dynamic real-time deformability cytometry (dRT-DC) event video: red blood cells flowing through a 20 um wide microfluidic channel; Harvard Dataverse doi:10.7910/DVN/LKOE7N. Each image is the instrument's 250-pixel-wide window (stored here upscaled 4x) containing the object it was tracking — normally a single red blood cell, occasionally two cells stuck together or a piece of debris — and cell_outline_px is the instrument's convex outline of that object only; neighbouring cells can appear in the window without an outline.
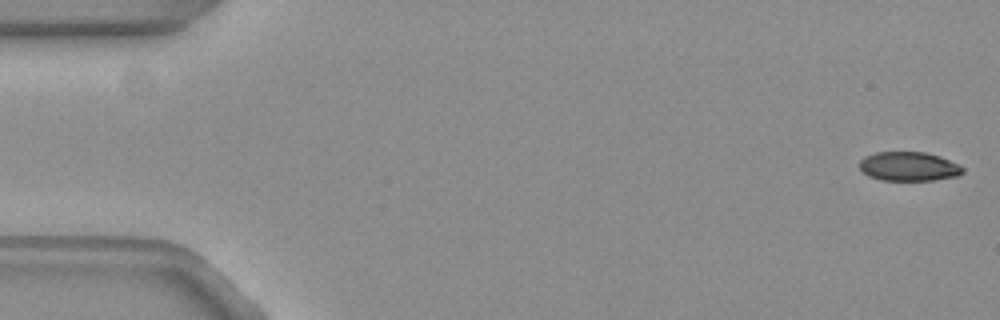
{"species": "common noctule bat (a hibernating species)", "species_latin": "Nyctalus noctula", "temperature_condition": "warm", "stored_images_in_passage": 55, "camera_frame_rate_fps": 3000, "um_per_image_px": 0.085, "animal": {"sex": "female", "body_mass_g": 19.3, "forearm_length_mm": 54.1}, "frame": {"image": 1, "passage_image": 1, "time_ms": 0.0, "image_size_px": [1000, 320], "cell_outline_px": [[964, 172], [956, 176], [932, 180], [880, 180], [868, 176], [860, 168], [860, 160], [864, 156], [876, 152], [924, 152], [940, 156], [960, 164], [964, 168]], "centroid_in_image_um": [77.25, 14.14], "position_along_channel_um": 7.7, "area_um2": 17.57}}
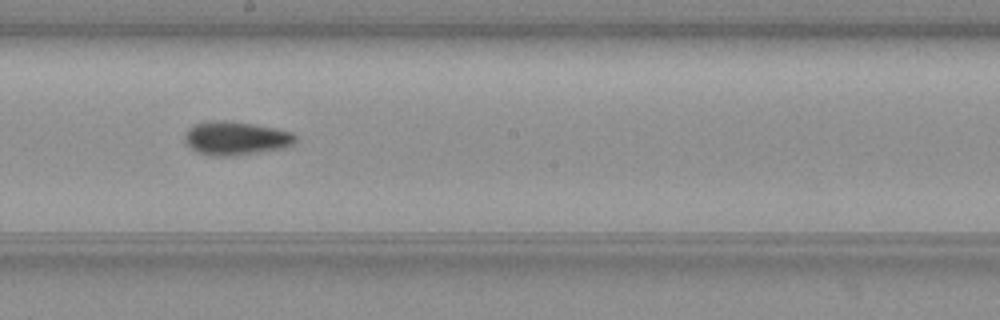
{"frame": {"image": 2, "passage_image": 30, "time_ms": 9.667, "image_size_px": [1000, 320], "cell_outline_px": [[296, 140], [292, 144], [280, 148], [232, 156], [212, 156], [200, 152], [192, 148], [188, 144], [188, 128], [196, 124], [212, 120], [224, 120], [252, 124], [292, 132], [296, 136]], "centroid_in_image_um": [20.07, 11.74], "position_along_channel_um": 228.1, "area_um2": 20.92}}
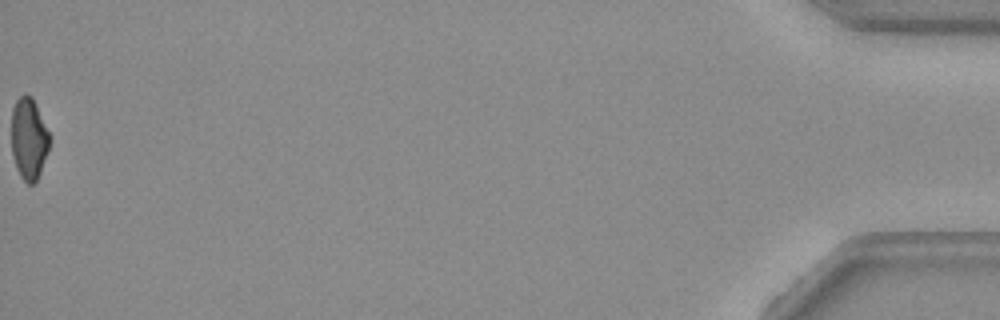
{"frame": {"image": 3, "passage_image": 55, "time_ms": 18.0, "image_size_px": [1000, 320], "cell_outline_px": [[48, 148], [40, 172], [36, 180], [32, 184], [28, 184], [20, 176], [16, 168], [12, 156], [12, 108], [16, 100], [24, 92], [28, 92], [32, 96], [48, 132]], "centroid_in_image_um": [2.41, 11.76], "position_along_channel_um": 432.8, "area_um2": 17.86}, "authors_computed_cell_mechanics": {"area_um2": 19.5942, "velocity_mm_per_s": 3.7655, "shape_relaxation_time_tau1_ms": 4.5683, "shape_relaxation_time_tau2_ms": 6.7644, "deformation_change_tau1": 0.132, "deformation_change_tau2": 0.0774}}